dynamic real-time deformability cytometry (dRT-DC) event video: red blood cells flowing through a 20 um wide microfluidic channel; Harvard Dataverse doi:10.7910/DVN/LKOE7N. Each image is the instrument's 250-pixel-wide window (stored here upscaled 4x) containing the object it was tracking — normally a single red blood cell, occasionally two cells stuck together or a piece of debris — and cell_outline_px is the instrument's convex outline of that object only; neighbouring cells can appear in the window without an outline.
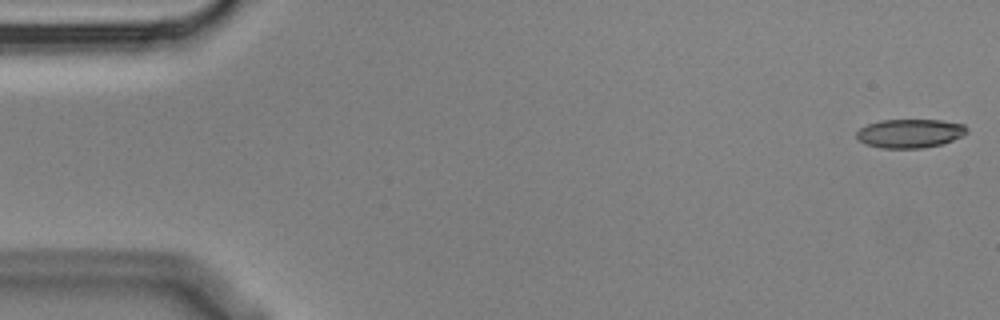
{"species": "Egyptian fruit bat (a non-hibernating species)", "species_latin": "Rousettus aegyptiacus", "temperature_condition": "cold", "stored_images_in_passage": 10, "camera_frame_rate_fps": 3000, "um_per_image_px": 0.085, "animal": {"sex": "male"}, "frame": {"image": 1, "passage_image": 1, "time_ms": 0.0, "image_size_px": [1000, 320], "cell_outline_px": [[968, 132], [952, 140], [940, 144], [920, 148], [880, 148], [864, 144], [856, 140], [856, 132], [860, 128], [868, 124], [880, 120], [940, 120], [964, 124], [968, 128]], "centroid_in_image_um": [77.29, 11.34], "position_along_channel_um": 7.7, "area_um2": 18.55}}
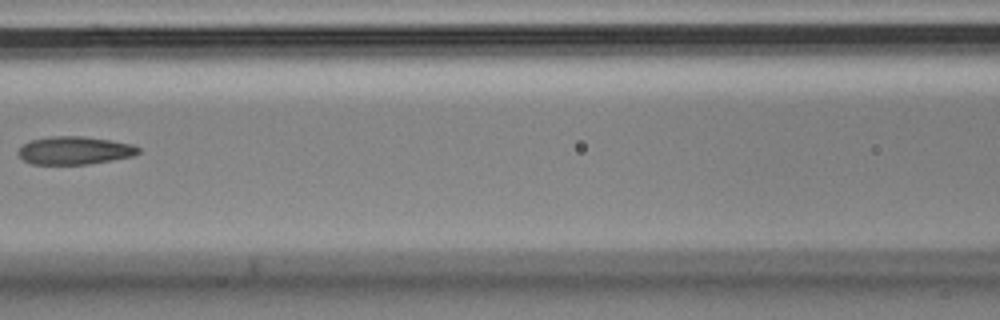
{"frame": {"image": 2, "passage_image": 7, "time_ms": 2.0, "image_size_px": [1000, 320], "cell_outline_px": [[140, 152], [132, 156], [112, 160], [88, 164], [32, 164], [24, 160], [16, 152], [28, 140], [52, 136], [84, 136], [132, 144], [140, 148]], "centroid_in_image_um": [6.32, 12.78], "position_along_channel_um": 160.3, "area_um2": 19.54}}
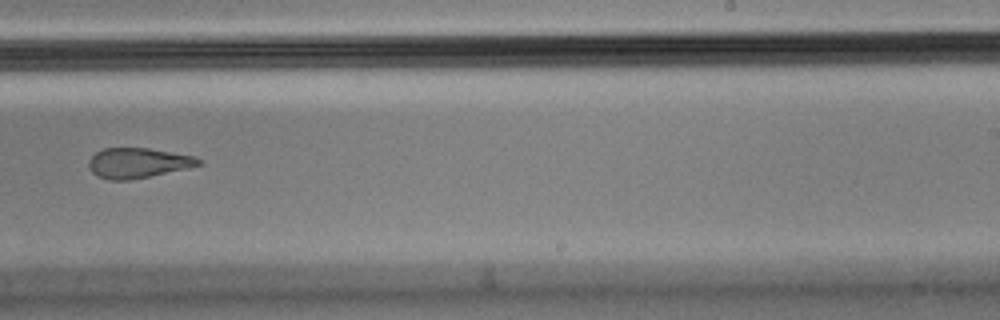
{"frame": {"image": 3, "passage_image": 10, "time_ms": 3.0, "image_size_px": [1000, 320], "cell_outline_px": [[204, 164], [188, 168], [128, 180], [108, 180], [96, 176], [88, 168], [88, 160], [96, 152], [104, 148], [148, 148], [196, 156], [204, 160]], "centroid_in_image_um": [11.74, 13.84], "position_along_channel_um": 277.3, "area_um2": 19.42}}